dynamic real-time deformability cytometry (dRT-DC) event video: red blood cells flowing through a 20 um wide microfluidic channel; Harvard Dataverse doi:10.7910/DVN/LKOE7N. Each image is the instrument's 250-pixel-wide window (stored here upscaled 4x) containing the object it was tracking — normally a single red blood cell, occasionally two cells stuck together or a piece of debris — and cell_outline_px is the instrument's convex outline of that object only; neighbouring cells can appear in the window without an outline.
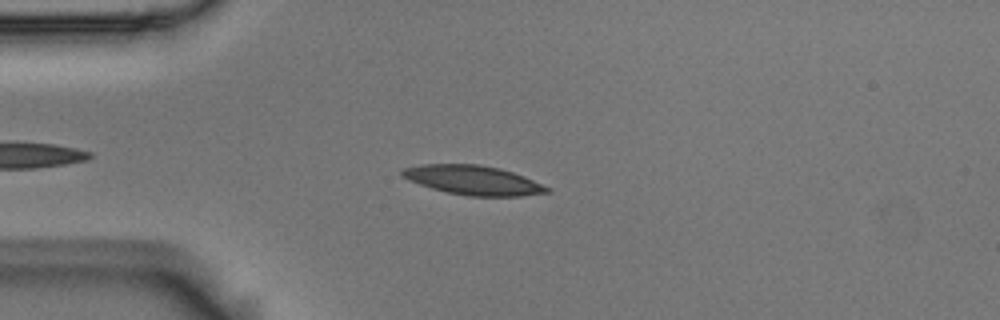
{"species": "Egyptian fruit bat (a non-hibernating species)", "species_latin": "Rousettus aegyptiacus", "temperature_condition": "room temperature", "stored_images_in_passage": 45, "camera_frame_rate_fps": 3000, "um_per_image_px": 0.085, "animal": {"sex": "male"}, "frame": {"image": 1, "passage_image": 8, "time_ms": 2.333, "image_size_px": [1000, 320], "cell_outline_px": [[552, 188], [548, 192], [524, 196], [468, 196], [448, 192], [432, 188], [408, 180], [400, 176], [400, 172], [404, 168], [420, 164], [480, 164], [500, 168], [524, 176]], "centroid_in_image_um": [40.22, 15.31], "position_along_channel_um": 44.8, "area_um2": 24.8}}
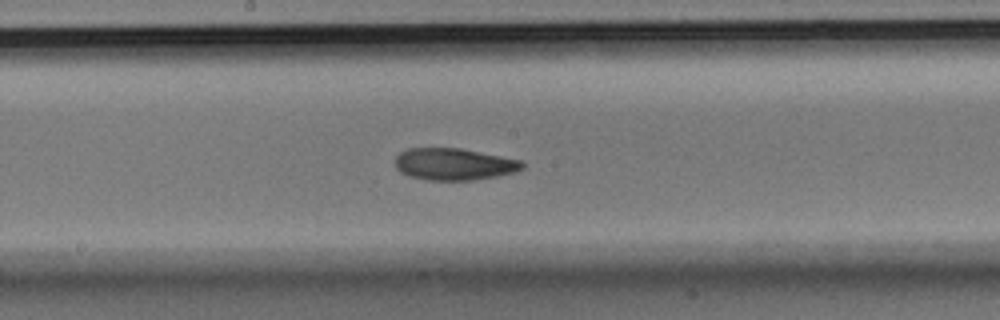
{"frame": {"image": 2, "passage_image": 23, "time_ms": 7.333, "image_size_px": [1000, 320], "cell_outline_px": [[524, 168], [516, 172], [496, 176], [472, 180], [428, 180], [408, 176], [400, 172], [396, 168], [396, 156], [400, 152], [408, 148], [460, 148], [524, 160]], "centroid_in_image_um": [38.62, 13.95], "position_along_channel_um": 209.6, "area_um2": 23.81}}
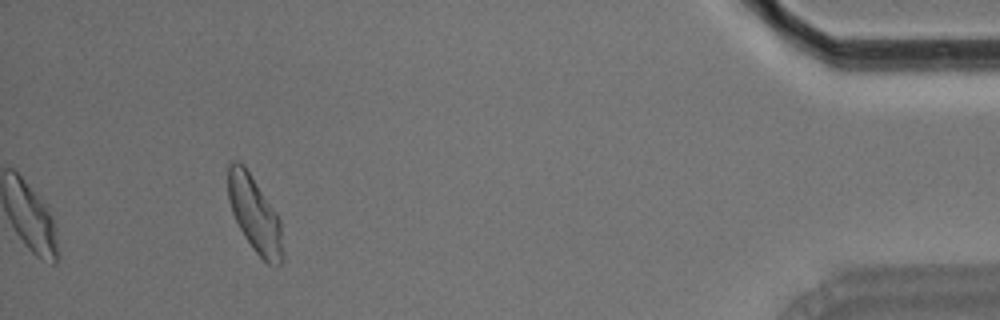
{"frame": {"image": 3, "passage_image": 45, "time_ms": 14.667, "image_size_px": [1000, 320], "cell_outline_px": [[284, 260], [280, 264], [268, 264], [252, 248], [244, 236], [232, 212], [228, 200], [228, 164], [232, 160], [236, 160], [244, 164], [276, 212], [280, 220]], "centroid_in_image_um": [21.65, 18.2], "position_along_channel_um": 413.6, "area_um2": 24.1}, "authors_computed_cell_mechanics": {"area_um2": 23.8714, "velocity_mm_per_s": 3.6541, "shape_relaxation_time_tau1_ms": 4.5182, "shape_relaxation_time_tau2_ms": 2.8799, "deformation_change_tau1": 0.1426, "deformation_change_tau2": 0.0878}}